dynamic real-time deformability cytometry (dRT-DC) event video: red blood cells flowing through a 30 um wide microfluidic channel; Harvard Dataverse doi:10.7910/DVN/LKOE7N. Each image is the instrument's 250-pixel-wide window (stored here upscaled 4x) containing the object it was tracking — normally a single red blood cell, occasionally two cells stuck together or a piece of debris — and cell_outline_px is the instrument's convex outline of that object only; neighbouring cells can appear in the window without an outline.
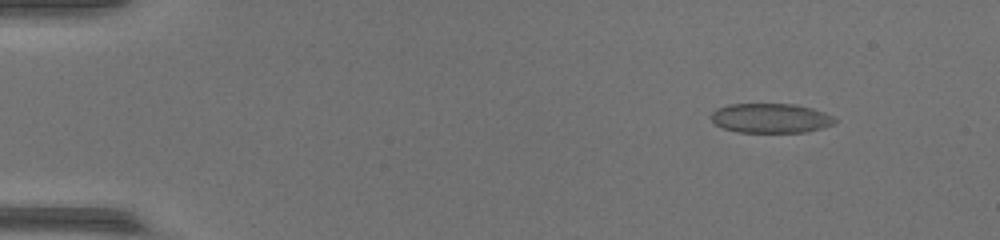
{"species": "common noctule bat (a hibernating species)", "species_latin": "Nyctalus noctula", "temperature_condition": "warm", "stored_images_in_passage": 53, "camera_frame_rate_fps": 3000, "um_per_image_px": 0.085, "animal": {"sex": "female", "body_mass_g": 17.0, "forearm_length_mm": 48.0}, "frame": {"image": 1, "passage_image": 7, "time_ms": 2.0, "image_size_px": [1000, 240], "cell_outline_px": [[836, 120], [832, 124], [820, 128], [804, 132], [736, 132], [724, 128], [716, 124], [712, 120], [712, 112], [720, 108], [732, 104], [792, 104], [812, 108], [824, 112], [832, 116]], "centroid_in_image_um": [65.51, 10.04], "position_along_channel_um": 19.5, "area_um2": 20.92}}
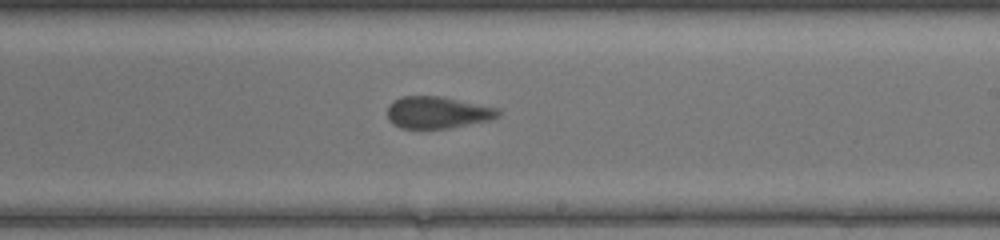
{"frame": {"image": 2, "passage_image": 33, "time_ms": 10.667, "image_size_px": [1000, 240], "cell_outline_px": [[500, 116], [488, 120], [452, 128], [400, 128], [392, 124], [388, 120], [388, 104], [392, 100], [400, 96], [440, 96], [496, 108], [500, 112]], "centroid_in_image_um": [37.12, 9.56], "position_along_channel_um": 251.9, "area_um2": 20.58}}
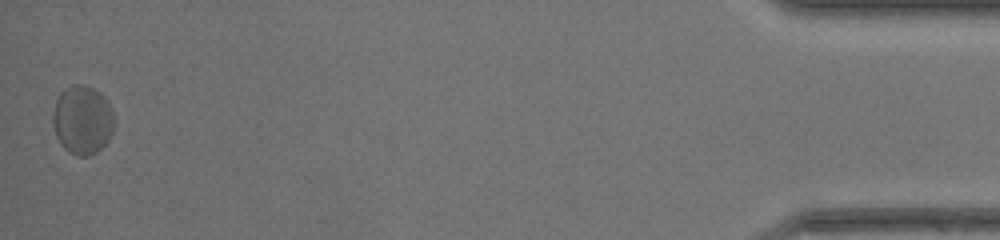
{"frame": {"image": 3, "passage_image": 53, "time_ms": 17.333, "image_size_px": [1000, 240], "cell_outline_px": [[112, 132], [108, 140], [96, 152], [88, 156], [76, 156], [68, 152], [60, 144], [56, 136], [52, 120], [52, 116], [56, 100], [60, 92], [64, 88], [72, 84], [84, 84], [100, 92], [104, 96], [112, 112]], "centroid_in_image_um": [6.97, 10.19], "position_along_channel_um": 428.2, "area_um2": 24.57}}